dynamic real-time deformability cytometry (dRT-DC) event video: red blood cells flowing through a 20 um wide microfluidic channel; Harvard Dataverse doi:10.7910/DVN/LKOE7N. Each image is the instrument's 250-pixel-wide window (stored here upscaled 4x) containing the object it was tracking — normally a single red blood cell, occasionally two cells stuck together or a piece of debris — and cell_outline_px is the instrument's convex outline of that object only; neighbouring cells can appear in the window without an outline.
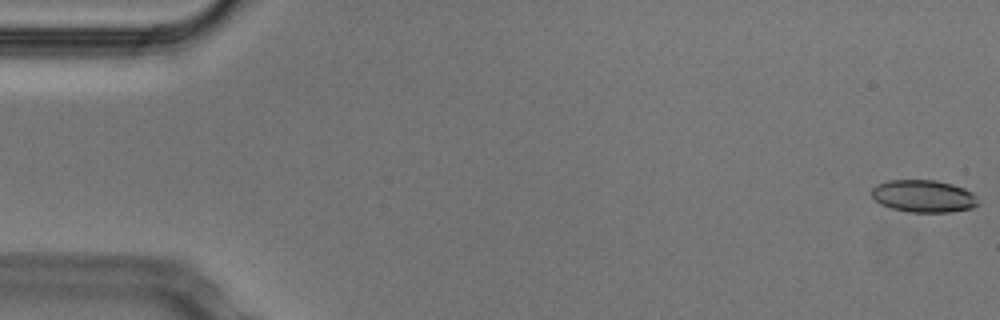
{"species": "Egyptian fruit bat (a non-hibernating species)", "species_latin": "Rousettus aegyptiacus", "temperature_condition": "cold", "stored_images_in_passage": 53, "camera_frame_rate_fps": 3000, "um_per_image_px": 0.085, "animal": {"sex": "male"}, "frame": {"image": 1, "passage_image": 1, "time_ms": 0.0, "image_size_px": [1000, 320], "cell_outline_px": [[980, 204], [972, 208], [952, 212], [908, 212], [892, 208], [880, 204], [872, 196], [872, 188], [876, 184], [888, 180], [936, 180], [952, 184], [964, 188], [972, 192], [976, 196]], "centroid_in_image_um": [78.52, 16.67], "position_along_channel_um": 6.5, "area_um2": 20.23}}
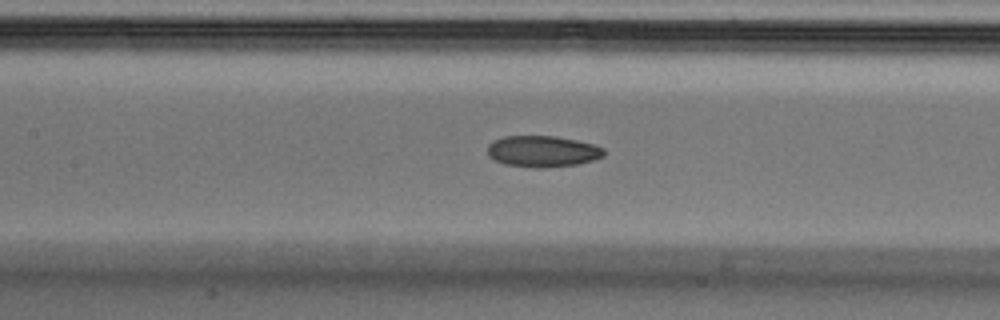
{"frame": {"image": 2, "passage_image": 24, "time_ms": 7.667, "image_size_px": [1000, 320], "cell_outline_px": [[604, 156], [592, 160], [576, 164], [544, 168], [532, 168], [504, 164], [488, 156], [488, 144], [492, 140], [504, 136], [556, 136], [576, 140], [592, 144], [604, 148]], "centroid_in_image_um": [46.08, 12.86], "position_along_channel_um": 161.3, "area_um2": 21.27}}
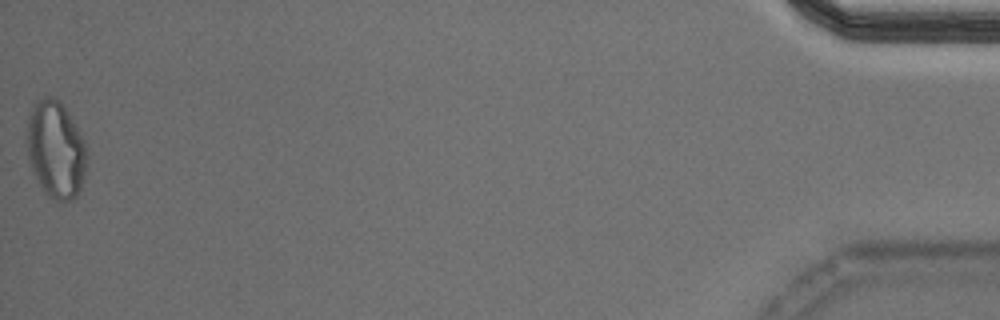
{"frame": {"image": 3, "passage_image": 53, "time_ms": 17.333, "image_size_px": [1000, 320], "cell_outline_px": [[88, 156], [84, 176], [80, 188], [76, 196], [72, 200], [56, 200], [48, 196], [44, 192], [32, 168], [28, 156], [28, 116], [32, 104], [36, 100], [44, 96], [52, 96], [60, 100], [68, 112], [84, 140]], "centroid_in_image_um": [4.75, 12.67], "position_along_channel_um": 430.4, "area_um2": 33.81}, "authors_computed_cell_mechanics": {"area_um2": 21.3282, "velocity_mm_per_s": 3.7885, "shape_relaxation_time_tau1_ms": 7.0774, "shape_relaxation_time_tau2_ms": 7.1565, "deformation_change_tau1": 0.1314, "deformation_change_tau2": 0.1322}}